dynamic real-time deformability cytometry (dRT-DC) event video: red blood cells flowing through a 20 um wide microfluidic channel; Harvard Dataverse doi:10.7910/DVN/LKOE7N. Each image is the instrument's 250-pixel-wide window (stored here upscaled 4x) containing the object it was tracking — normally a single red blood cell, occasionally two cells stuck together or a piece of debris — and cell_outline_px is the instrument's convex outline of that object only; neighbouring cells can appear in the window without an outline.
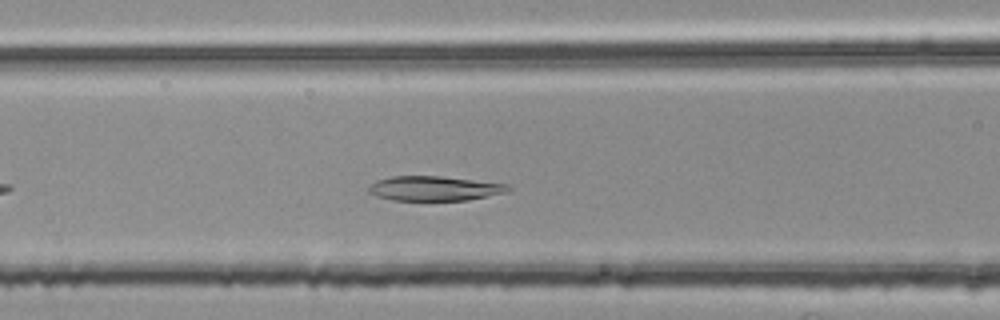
{"species": "common noctule bat (a hibernating species)", "species_latin": "Nyctalus noctula", "temperature_condition": "room temperature", "stored_images_in_passage": 34, "camera_frame_rate_fps": 3000, "um_per_image_px": 0.085, "animal": {"sex": "female", "body_mass_g": 25.1}, "frame": {"image": 1, "passage_image": 10, "time_ms": 3.0, "image_size_px": [1000, 320], "cell_outline_px": [[512, 188], [504, 192], [468, 200], [392, 200], [376, 196], [368, 192], [368, 188], [376, 180], [392, 176], [440, 176], [508, 184]], "centroid_in_image_um": [36.88, 16.01], "position_along_channel_um": 129.7, "area_um2": 19.83}}
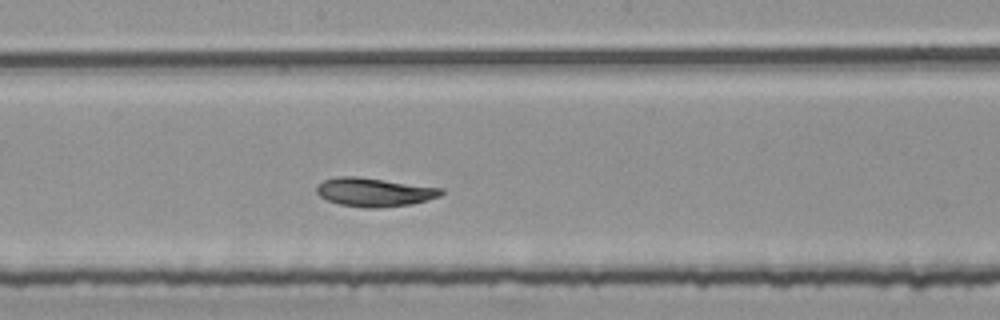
{"frame": {"image": 2, "passage_image": 17, "time_ms": 5.333, "image_size_px": [1000, 320], "cell_outline_px": [[444, 192], [440, 196], [428, 200], [412, 204], [380, 208], [364, 208], [340, 204], [328, 200], [320, 196], [316, 192], [316, 188], [324, 180], [336, 176], [356, 176], [444, 188]], "centroid_in_image_um": [31.84, 16.33], "position_along_channel_um": 216.4, "area_um2": 20.87}}
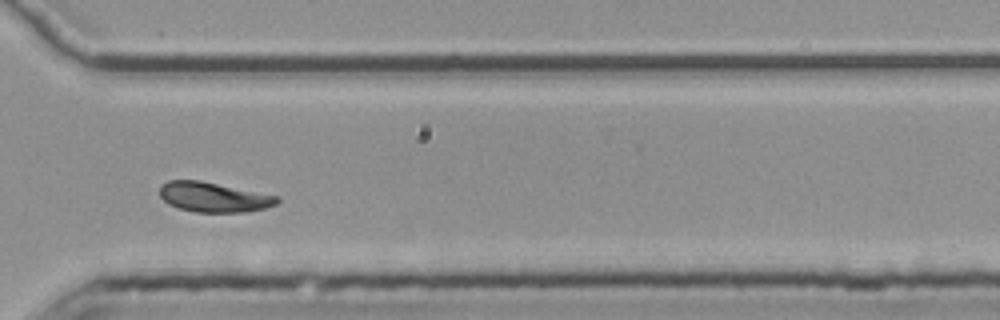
{"frame": {"image": 3, "passage_image": 28, "time_ms": 9.0, "image_size_px": [1000, 320], "cell_outline_px": [[280, 200], [276, 204], [264, 208], [248, 212], [196, 212], [180, 208], [168, 204], [160, 196], [160, 184], [168, 180], [200, 180], [280, 196]], "centroid_in_image_um": [18.17, 16.75], "position_along_channel_um": 352.4, "area_um2": 20.52}, "authors_computed_cell_mechanics": {"area_um2": 20.5768, "velocity_mm_per_s": 3.7273, "shape_relaxation_time_tau1_ms": 3.6955, "shape_relaxation_time_tau2_ms": 3.0217, "deformation_change_tau1": 0.1225, "deformation_change_tau2": 0.0385}}